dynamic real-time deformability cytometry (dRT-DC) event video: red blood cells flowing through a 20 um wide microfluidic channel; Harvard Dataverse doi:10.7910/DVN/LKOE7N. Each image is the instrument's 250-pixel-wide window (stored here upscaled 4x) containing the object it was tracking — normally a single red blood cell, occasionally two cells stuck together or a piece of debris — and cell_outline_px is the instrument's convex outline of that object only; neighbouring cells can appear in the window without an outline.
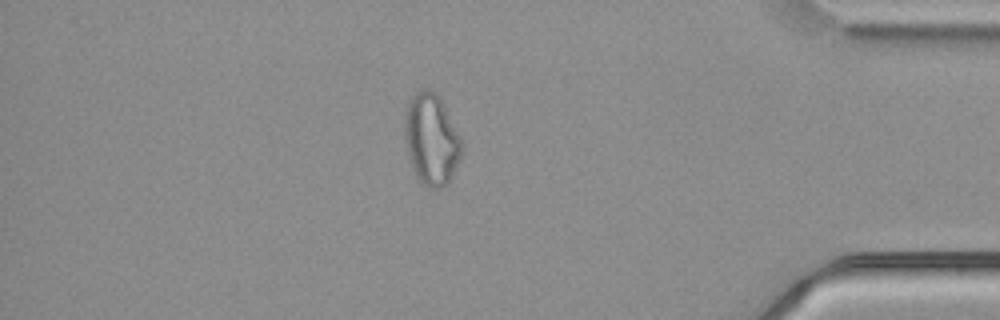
{"species": "common noctule bat (a hibernating species)", "species_latin": "Nyctalus noctula", "temperature_condition": "cold", "stored_images_in_passage": 52, "camera_frame_rate_fps": 3000, "um_per_image_px": 0.085, "animal": {"sex": "male", "body_mass_g": 21.5, "forearm_length_mm": 52.0}, "frame": {"image": 1, "passage_image": 45, "time_ms": 14.667, "image_size_px": [1000, 320], "cell_outline_px": [[460, 160], [448, 184], [440, 188], [428, 188], [416, 176], [412, 168], [404, 140], [404, 112], [408, 100], [416, 92], [424, 88], [428, 88], [436, 92], [440, 96], [460, 136]], "centroid_in_image_um": [36.64, 11.81], "position_along_channel_um": 398.6, "area_um2": 30.58}, "authors_computed_cell_mechanics": {"area_um2": 29.8248, "velocity_mm_per_s": 3.7431, "shape_relaxation_time_tau1_ms": null, "shape_relaxation_time_tau2_ms": 1.6035, "deformation_change_tau1": null, "deformation_change_tau2": 0.0945}}